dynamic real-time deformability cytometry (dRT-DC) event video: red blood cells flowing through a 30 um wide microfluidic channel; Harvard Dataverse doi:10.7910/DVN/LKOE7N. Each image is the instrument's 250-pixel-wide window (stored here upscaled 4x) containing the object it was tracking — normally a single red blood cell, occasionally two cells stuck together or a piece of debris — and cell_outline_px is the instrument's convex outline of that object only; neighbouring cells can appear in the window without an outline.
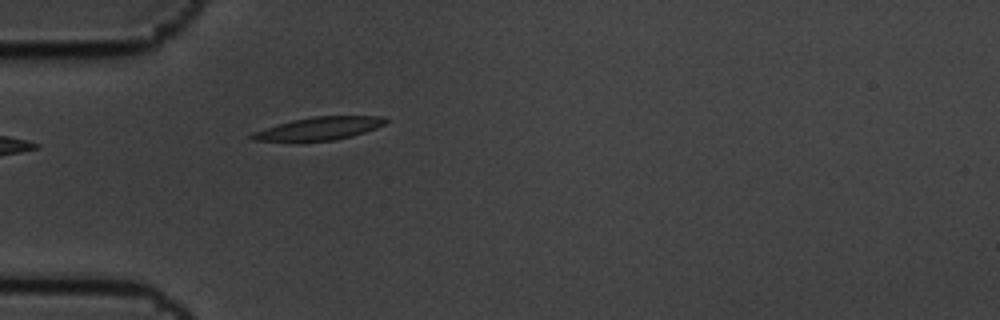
{"species": "common noctule bat (a hibernating species)", "species_latin": "Nyctalus noctula", "temperature_condition": "cold", "stored_images_in_passage": 3, "camera_frame_rate_fps": 3000, "um_per_image_px": 0.085, "animal": {"sex": "male", "body_mass_g": 19.5, "forearm_length_mm": 54.6}, "frame": {"image": 1, "passage_image": 3, "time_ms": 0.667, "image_size_px": [1000, 320], "cell_outline_px": [[388, 120], [384, 124], [376, 128], [352, 136], [336, 140], [252, 140], [248, 136], [252, 132], [292, 120], [316, 116], [380, 116]], "centroid_in_image_um": [27.14, 10.91], "position_along_channel_um": 57.9, "area_um2": 17.4}}